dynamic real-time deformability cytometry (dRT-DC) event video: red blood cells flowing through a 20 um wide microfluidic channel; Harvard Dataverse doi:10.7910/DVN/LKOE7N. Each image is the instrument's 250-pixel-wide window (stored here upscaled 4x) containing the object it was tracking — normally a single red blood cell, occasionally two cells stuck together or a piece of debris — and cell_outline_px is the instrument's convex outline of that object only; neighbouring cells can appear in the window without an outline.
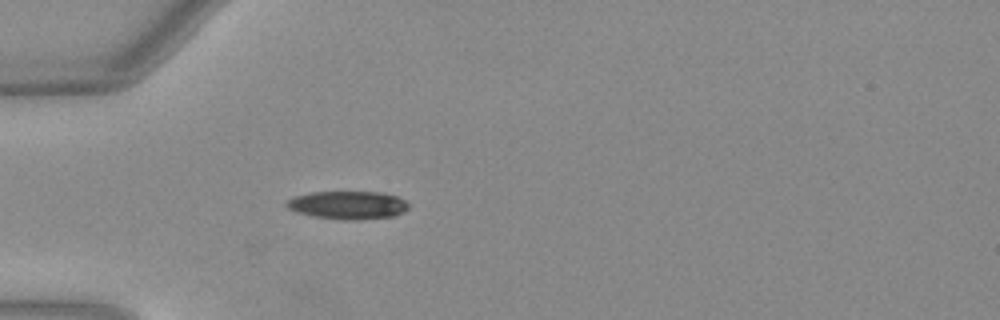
{"species": "Egyptian fruit bat (a non-hibernating species)", "species_latin": "Rousettus aegyptiacus", "temperature_condition": "warm", "stored_images_in_passage": 36, "camera_frame_rate_fps": 3000, "um_per_image_px": 0.085, "animal": {"sex": "female"}, "frame": {"image": 1, "passage_image": 1, "time_ms": 0.0, "image_size_px": [1000, 320], "cell_outline_px": [[408, 208], [404, 212], [392, 216], [344, 220], [316, 216], [296, 212], [288, 208], [284, 204], [292, 196], [312, 192], [380, 192], [396, 196], [404, 200], [408, 204]], "centroid_in_image_um": [29.53, 17.41], "position_along_channel_um": 55.5, "area_um2": 19.71}}
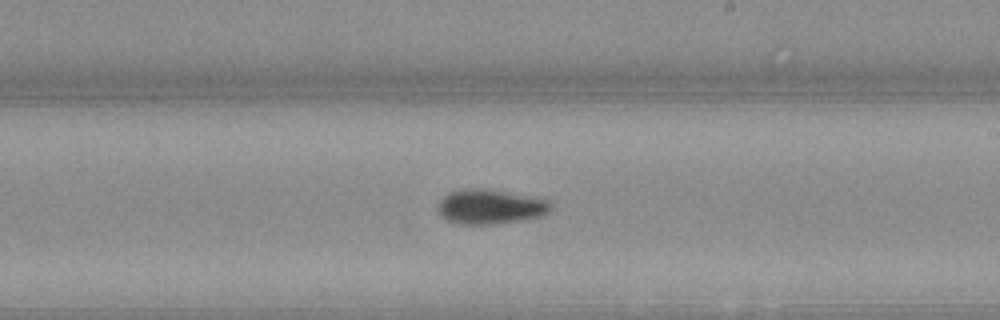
{"frame": {"image": 2, "passage_image": 16, "time_ms": 5.0, "image_size_px": [1000, 320], "cell_outline_px": [[548, 212], [540, 216], [524, 220], [492, 224], [456, 224], [444, 220], [440, 216], [436, 208], [440, 200], [448, 192], [464, 188], [480, 188], [504, 192], [548, 200]], "centroid_in_image_um": [41.54, 17.59], "position_along_channel_um": 247.5, "area_um2": 22.66}}
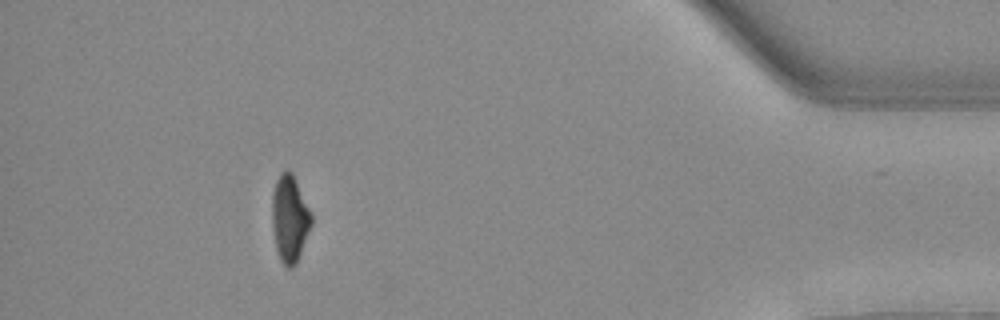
{"frame": {"image": 3, "passage_image": 32, "time_ms": 10.333, "image_size_px": [1000, 320], "cell_outline_px": [[312, 224], [296, 264], [292, 268], [288, 268], [280, 260], [276, 252], [272, 228], [272, 192], [276, 180], [280, 172], [292, 172], [312, 212]], "centroid_in_image_um": [24.62, 18.6], "position_along_channel_um": 410.6, "area_um2": 20.11}, "authors_computed_cell_mechanics": {"area_um2": 20.7502, "velocity_mm_per_s": 4.0398, "shape_relaxation_time_tau1_ms": 2.8887, "shape_relaxation_time_tau2_ms": 9.823, "deformation_change_tau1": 0.1613, "deformation_change_tau2": 0.1759}}